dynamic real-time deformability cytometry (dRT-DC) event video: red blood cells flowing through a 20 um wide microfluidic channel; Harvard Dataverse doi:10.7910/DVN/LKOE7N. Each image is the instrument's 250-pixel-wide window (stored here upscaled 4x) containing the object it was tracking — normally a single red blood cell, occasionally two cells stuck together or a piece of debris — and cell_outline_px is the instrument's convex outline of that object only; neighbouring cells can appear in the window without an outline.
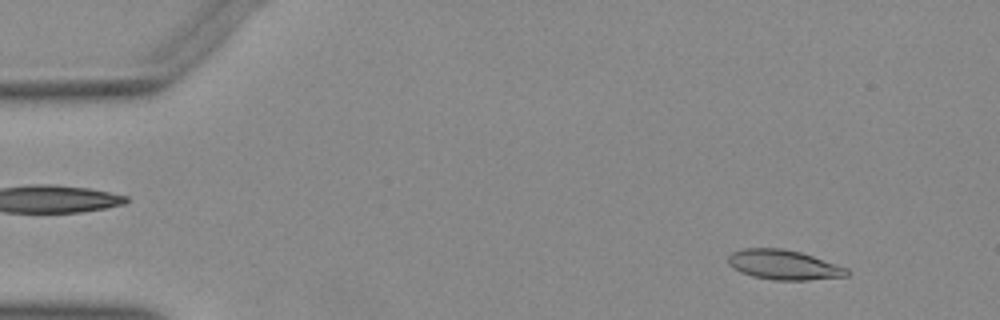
{"species": "Egyptian fruit bat (a non-hibernating species)", "species_latin": "Rousettus aegyptiacus", "temperature_condition": "warm", "stored_images_in_passage": 51, "camera_frame_rate_fps": 3000, "um_per_image_px": 0.085, "animal": {"sex": "female"}, "frame": {"image": 1, "passage_image": 5, "time_ms": 1.333, "image_size_px": [1000, 320], "cell_outline_px": [[852, 272], [848, 276], [808, 280], [772, 280], [752, 276], [740, 272], [732, 268], [728, 264], [728, 256], [732, 252], [740, 248], [780, 248], [800, 252], [848, 268]], "centroid_in_image_um": [66.6, 22.51], "position_along_channel_um": 18.4, "area_um2": 20.75}}
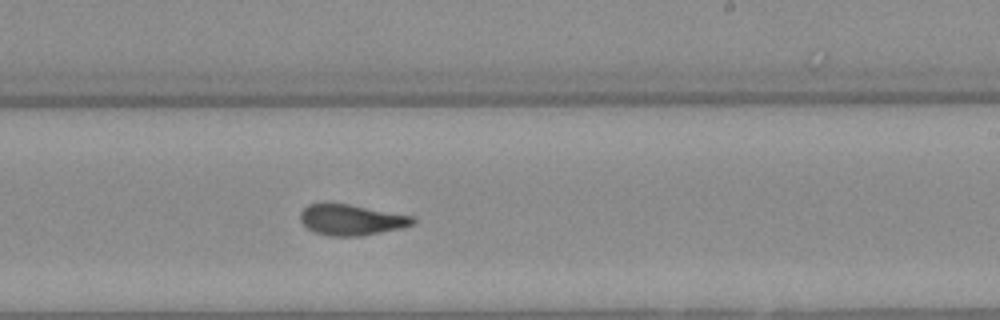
{"frame": {"image": 2, "passage_image": 31, "time_ms": 10.0, "image_size_px": [1000, 320], "cell_outline_px": [[416, 220], [412, 224], [396, 228], [360, 236], [328, 236], [316, 232], [308, 228], [300, 220], [300, 212], [308, 204], [348, 204], [416, 216]], "centroid_in_image_um": [29.85, 18.68], "position_along_channel_um": 259.1, "area_um2": 19.83}}
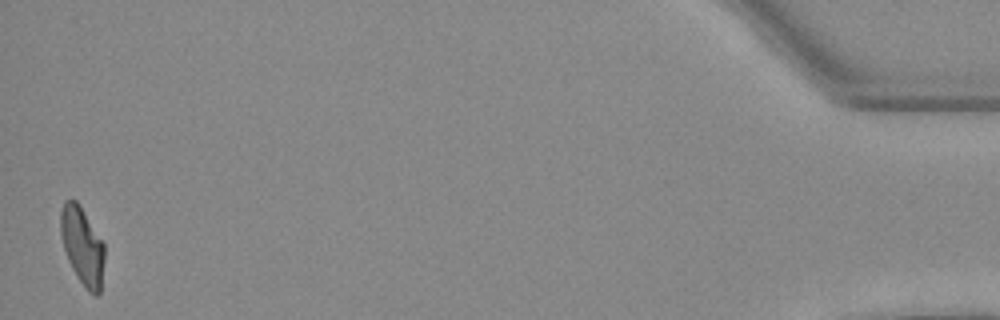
{"frame": {"image": 3, "passage_image": 51, "time_ms": 16.667, "image_size_px": [1000, 320], "cell_outline_px": [[104, 260], [100, 292], [96, 296], [88, 292], [76, 276], [68, 260], [64, 248], [60, 232], [60, 212], [64, 200], [76, 200], [104, 244]], "centroid_in_image_um": [6.99, 20.93], "position_along_channel_um": 428.2, "area_um2": 19.65}}